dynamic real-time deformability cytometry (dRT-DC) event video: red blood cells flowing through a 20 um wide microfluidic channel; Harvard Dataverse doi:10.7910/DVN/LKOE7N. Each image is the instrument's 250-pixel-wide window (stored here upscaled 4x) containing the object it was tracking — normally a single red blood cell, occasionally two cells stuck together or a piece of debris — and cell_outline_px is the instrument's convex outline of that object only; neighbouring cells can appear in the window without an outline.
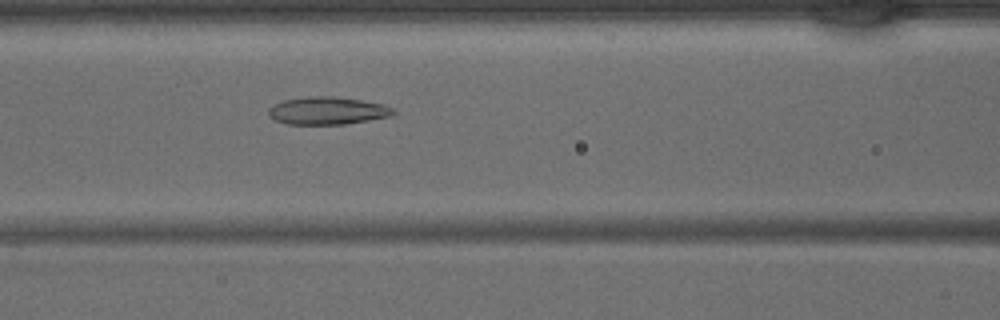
{"species": "common noctule bat (a hibernating species)", "species_latin": "Nyctalus noctula", "temperature_condition": "warm", "stored_images_in_passage": 43, "camera_frame_rate_fps": 3000, "um_per_image_px": 0.085, "animal": {"sex": "male", "body_mass_g": 15.6}, "frame": {"image": 1, "passage_image": 18, "time_ms": 5.667, "image_size_px": [1000, 320], "cell_outline_px": [[396, 112], [392, 116], [344, 124], [288, 124], [276, 120], [268, 112], [268, 108], [272, 104], [284, 100], [308, 96], [332, 96], [360, 100], [384, 104], [392, 108]], "centroid_in_image_um": [27.84, 9.4], "position_along_channel_um": 138.8, "area_um2": 20.0}}
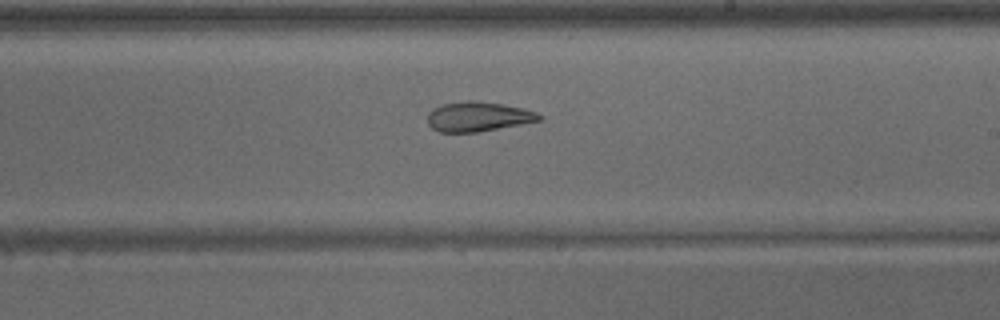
{"frame": {"image": 2, "passage_image": 25, "time_ms": 8.0, "image_size_px": [1000, 320], "cell_outline_px": [[544, 116], [540, 120], [520, 124], [476, 132], [440, 132], [432, 128], [428, 124], [428, 112], [432, 108], [444, 104], [464, 100], [476, 100], [504, 104], [524, 108], [536, 112]], "centroid_in_image_um": [40.63, 9.89], "position_along_channel_um": 248.4, "area_um2": 19.36}}
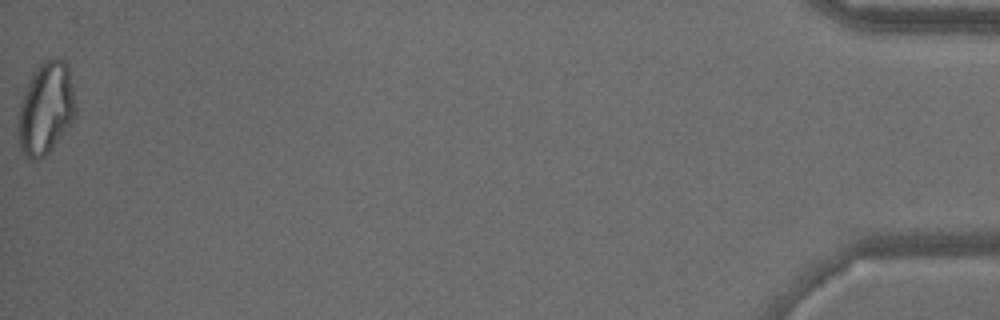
{"frame": {"image": 3, "passage_image": 43, "time_ms": 14.0, "image_size_px": [1000, 320], "cell_outline_px": [[76, 116], [52, 148], [44, 156], [36, 160], [28, 160], [20, 152], [20, 104], [28, 84], [36, 68], [44, 60], [64, 60], [68, 68], [76, 104]], "centroid_in_image_um": [3.92, 9.25], "position_along_channel_um": 431.3, "area_um2": 30.06}}